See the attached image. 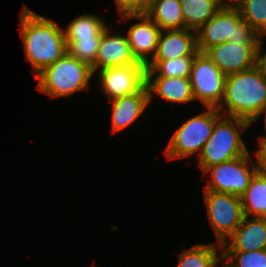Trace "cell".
<instances>
[{
    "mask_svg": "<svg viewBox=\"0 0 266 267\" xmlns=\"http://www.w3.org/2000/svg\"><path fill=\"white\" fill-rule=\"evenodd\" d=\"M264 38L262 36L258 48V65L261 67L263 73L266 75V50H264Z\"/></svg>",
    "mask_w": 266,
    "mask_h": 267,
    "instance_id": "29",
    "label": "cell"
},
{
    "mask_svg": "<svg viewBox=\"0 0 266 267\" xmlns=\"http://www.w3.org/2000/svg\"><path fill=\"white\" fill-rule=\"evenodd\" d=\"M266 249V217L244 216L235 232L222 244V252Z\"/></svg>",
    "mask_w": 266,
    "mask_h": 267,
    "instance_id": "14",
    "label": "cell"
},
{
    "mask_svg": "<svg viewBox=\"0 0 266 267\" xmlns=\"http://www.w3.org/2000/svg\"><path fill=\"white\" fill-rule=\"evenodd\" d=\"M264 114V115H263ZM264 117V124H265V132H266V111H263L262 113H260L252 122H251V126L252 124H254L257 120L261 119V117ZM258 144H266V133L262 136H259L258 139Z\"/></svg>",
    "mask_w": 266,
    "mask_h": 267,
    "instance_id": "30",
    "label": "cell"
},
{
    "mask_svg": "<svg viewBox=\"0 0 266 267\" xmlns=\"http://www.w3.org/2000/svg\"><path fill=\"white\" fill-rule=\"evenodd\" d=\"M218 111L250 123L266 109V75L257 64L226 76L224 96Z\"/></svg>",
    "mask_w": 266,
    "mask_h": 267,
    "instance_id": "2",
    "label": "cell"
},
{
    "mask_svg": "<svg viewBox=\"0 0 266 267\" xmlns=\"http://www.w3.org/2000/svg\"><path fill=\"white\" fill-rule=\"evenodd\" d=\"M100 82V90L108 101L139 92L146 85V66L134 65L108 67L94 73Z\"/></svg>",
    "mask_w": 266,
    "mask_h": 267,
    "instance_id": "10",
    "label": "cell"
},
{
    "mask_svg": "<svg viewBox=\"0 0 266 267\" xmlns=\"http://www.w3.org/2000/svg\"><path fill=\"white\" fill-rule=\"evenodd\" d=\"M155 0H139V13H145Z\"/></svg>",
    "mask_w": 266,
    "mask_h": 267,
    "instance_id": "31",
    "label": "cell"
},
{
    "mask_svg": "<svg viewBox=\"0 0 266 267\" xmlns=\"http://www.w3.org/2000/svg\"><path fill=\"white\" fill-rule=\"evenodd\" d=\"M231 0H180L184 29L197 31Z\"/></svg>",
    "mask_w": 266,
    "mask_h": 267,
    "instance_id": "18",
    "label": "cell"
},
{
    "mask_svg": "<svg viewBox=\"0 0 266 267\" xmlns=\"http://www.w3.org/2000/svg\"><path fill=\"white\" fill-rule=\"evenodd\" d=\"M249 152L236 159L214 164L206 168L202 174L207 175L203 191L233 194L239 197L246 192L249 183L257 172L254 157ZM252 156V157H251Z\"/></svg>",
    "mask_w": 266,
    "mask_h": 267,
    "instance_id": "7",
    "label": "cell"
},
{
    "mask_svg": "<svg viewBox=\"0 0 266 267\" xmlns=\"http://www.w3.org/2000/svg\"><path fill=\"white\" fill-rule=\"evenodd\" d=\"M203 196L215 239L223 244L235 232L244 217L241 197L214 191H204Z\"/></svg>",
    "mask_w": 266,
    "mask_h": 267,
    "instance_id": "8",
    "label": "cell"
},
{
    "mask_svg": "<svg viewBox=\"0 0 266 267\" xmlns=\"http://www.w3.org/2000/svg\"><path fill=\"white\" fill-rule=\"evenodd\" d=\"M251 123L238 117L222 115L216 122L210 138L198 156V167L203 172L214 164H220L248 154L241 134L246 133Z\"/></svg>",
    "mask_w": 266,
    "mask_h": 267,
    "instance_id": "5",
    "label": "cell"
},
{
    "mask_svg": "<svg viewBox=\"0 0 266 267\" xmlns=\"http://www.w3.org/2000/svg\"><path fill=\"white\" fill-rule=\"evenodd\" d=\"M91 66L73 57L69 52L43 69L33 80L37 90L50 98L70 97L76 92L88 91L94 78Z\"/></svg>",
    "mask_w": 266,
    "mask_h": 267,
    "instance_id": "4",
    "label": "cell"
},
{
    "mask_svg": "<svg viewBox=\"0 0 266 267\" xmlns=\"http://www.w3.org/2000/svg\"><path fill=\"white\" fill-rule=\"evenodd\" d=\"M146 85L149 90L150 105L159 97L170 104H186L195 101L189 78L146 77Z\"/></svg>",
    "mask_w": 266,
    "mask_h": 267,
    "instance_id": "17",
    "label": "cell"
},
{
    "mask_svg": "<svg viewBox=\"0 0 266 267\" xmlns=\"http://www.w3.org/2000/svg\"><path fill=\"white\" fill-rule=\"evenodd\" d=\"M195 56H181L169 60H152L146 66V77L189 78Z\"/></svg>",
    "mask_w": 266,
    "mask_h": 267,
    "instance_id": "22",
    "label": "cell"
},
{
    "mask_svg": "<svg viewBox=\"0 0 266 267\" xmlns=\"http://www.w3.org/2000/svg\"><path fill=\"white\" fill-rule=\"evenodd\" d=\"M253 153L257 173L266 176V144H259Z\"/></svg>",
    "mask_w": 266,
    "mask_h": 267,
    "instance_id": "27",
    "label": "cell"
},
{
    "mask_svg": "<svg viewBox=\"0 0 266 267\" xmlns=\"http://www.w3.org/2000/svg\"><path fill=\"white\" fill-rule=\"evenodd\" d=\"M118 14L139 13V0H115Z\"/></svg>",
    "mask_w": 266,
    "mask_h": 267,
    "instance_id": "28",
    "label": "cell"
},
{
    "mask_svg": "<svg viewBox=\"0 0 266 267\" xmlns=\"http://www.w3.org/2000/svg\"><path fill=\"white\" fill-rule=\"evenodd\" d=\"M111 29L112 28L108 26L104 30L99 43L95 63L91 67L93 73L108 67L127 66L138 63L133 57L125 33L112 34V31H110Z\"/></svg>",
    "mask_w": 266,
    "mask_h": 267,
    "instance_id": "13",
    "label": "cell"
},
{
    "mask_svg": "<svg viewBox=\"0 0 266 267\" xmlns=\"http://www.w3.org/2000/svg\"><path fill=\"white\" fill-rule=\"evenodd\" d=\"M198 53L196 31L190 29L161 30L153 60L196 56Z\"/></svg>",
    "mask_w": 266,
    "mask_h": 267,
    "instance_id": "16",
    "label": "cell"
},
{
    "mask_svg": "<svg viewBox=\"0 0 266 267\" xmlns=\"http://www.w3.org/2000/svg\"><path fill=\"white\" fill-rule=\"evenodd\" d=\"M244 19L260 36H266V0H231Z\"/></svg>",
    "mask_w": 266,
    "mask_h": 267,
    "instance_id": "24",
    "label": "cell"
},
{
    "mask_svg": "<svg viewBox=\"0 0 266 267\" xmlns=\"http://www.w3.org/2000/svg\"><path fill=\"white\" fill-rule=\"evenodd\" d=\"M220 249L222 250V244L216 242L191 246L178 255L176 267H219L222 263Z\"/></svg>",
    "mask_w": 266,
    "mask_h": 267,
    "instance_id": "19",
    "label": "cell"
},
{
    "mask_svg": "<svg viewBox=\"0 0 266 267\" xmlns=\"http://www.w3.org/2000/svg\"><path fill=\"white\" fill-rule=\"evenodd\" d=\"M102 37H65L68 52L81 62L93 66Z\"/></svg>",
    "mask_w": 266,
    "mask_h": 267,
    "instance_id": "25",
    "label": "cell"
},
{
    "mask_svg": "<svg viewBox=\"0 0 266 267\" xmlns=\"http://www.w3.org/2000/svg\"><path fill=\"white\" fill-rule=\"evenodd\" d=\"M226 267H266V249L252 252H222Z\"/></svg>",
    "mask_w": 266,
    "mask_h": 267,
    "instance_id": "26",
    "label": "cell"
},
{
    "mask_svg": "<svg viewBox=\"0 0 266 267\" xmlns=\"http://www.w3.org/2000/svg\"><path fill=\"white\" fill-rule=\"evenodd\" d=\"M138 20L131 24L125 33L135 60L147 66L157 50L160 27L146 13H125L120 15L122 21Z\"/></svg>",
    "mask_w": 266,
    "mask_h": 267,
    "instance_id": "11",
    "label": "cell"
},
{
    "mask_svg": "<svg viewBox=\"0 0 266 267\" xmlns=\"http://www.w3.org/2000/svg\"><path fill=\"white\" fill-rule=\"evenodd\" d=\"M221 116L217 108L205 107V111L189 117L172 134L164 150L167 159H184L194 154L198 157Z\"/></svg>",
    "mask_w": 266,
    "mask_h": 267,
    "instance_id": "6",
    "label": "cell"
},
{
    "mask_svg": "<svg viewBox=\"0 0 266 267\" xmlns=\"http://www.w3.org/2000/svg\"><path fill=\"white\" fill-rule=\"evenodd\" d=\"M111 103V128L112 133L131 126L142 117L150 106L149 90L145 85L139 92L109 101Z\"/></svg>",
    "mask_w": 266,
    "mask_h": 267,
    "instance_id": "15",
    "label": "cell"
},
{
    "mask_svg": "<svg viewBox=\"0 0 266 267\" xmlns=\"http://www.w3.org/2000/svg\"><path fill=\"white\" fill-rule=\"evenodd\" d=\"M145 13L161 30L184 29L180 0H155Z\"/></svg>",
    "mask_w": 266,
    "mask_h": 267,
    "instance_id": "20",
    "label": "cell"
},
{
    "mask_svg": "<svg viewBox=\"0 0 266 267\" xmlns=\"http://www.w3.org/2000/svg\"><path fill=\"white\" fill-rule=\"evenodd\" d=\"M108 24L97 14L78 15L63 28L65 37H102Z\"/></svg>",
    "mask_w": 266,
    "mask_h": 267,
    "instance_id": "23",
    "label": "cell"
},
{
    "mask_svg": "<svg viewBox=\"0 0 266 267\" xmlns=\"http://www.w3.org/2000/svg\"><path fill=\"white\" fill-rule=\"evenodd\" d=\"M195 101L204 107L218 108L224 96L226 75L206 53L199 52L194 59L189 76Z\"/></svg>",
    "mask_w": 266,
    "mask_h": 267,
    "instance_id": "9",
    "label": "cell"
},
{
    "mask_svg": "<svg viewBox=\"0 0 266 267\" xmlns=\"http://www.w3.org/2000/svg\"><path fill=\"white\" fill-rule=\"evenodd\" d=\"M258 48L259 44H237L227 41L209 48L205 53L227 76L256 66Z\"/></svg>",
    "mask_w": 266,
    "mask_h": 267,
    "instance_id": "12",
    "label": "cell"
},
{
    "mask_svg": "<svg viewBox=\"0 0 266 267\" xmlns=\"http://www.w3.org/2000/svg\"><path fill=\"white\" fill-rule=\"evenodd\" d=\"M196 33L197 49L202 53L227 41L237 44H259L261 39L242 19L239 9L231 1L225 3Z\"/></svg>",
    "mask_w": 266,
    "mask_h": 267,
    "instance_id": "3",
    "label": "cell"
},
{
    "mask_svg": "<svg viewBox=\"0 0 266 267\" xmlns=\"http://www.w3.org/2000/svg\"><path fill=\"white\" fill-rule=\"evenodd\" d=\"M20 30L26 60L34 75L60 59L67 50L64 30L56 21L24 5L20 12Z\"/></svg>",
    "mask_w": 266,
    "mask_h": 267,
    "instance_id": "1",
    "label": "cell"
},
{
    "mask_svg": "<svg viewBox=\"0 0 266 267\" xmlns=\"http://www.w3.org/2000/svg\"><path fill=\"white\" fill-rule=\"evenodd\" d=\"M241 201L244 216L266 217V176L256 172Z\"/></svg>",
    "mask_w": 266,
    "mask_h": 267,
    "instance_id": "21",
    "label": "cell"
}]
</instances>
